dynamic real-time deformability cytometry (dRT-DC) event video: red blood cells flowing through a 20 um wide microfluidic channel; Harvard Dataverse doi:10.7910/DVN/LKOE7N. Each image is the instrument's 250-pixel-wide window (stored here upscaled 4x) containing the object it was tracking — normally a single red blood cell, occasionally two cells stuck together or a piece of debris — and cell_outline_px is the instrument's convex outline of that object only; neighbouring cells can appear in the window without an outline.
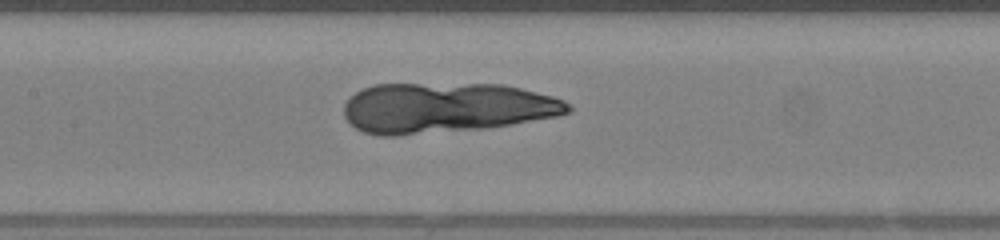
{"species": "human", "species_latin": "Homo sapiens", "temperature_condition": "warm", "stored_images_in_passage": 47, "camera_frame_rate_fps": 3000, "um_per_image_px": 0.085, "donor": {"sex": "female"}, "frame": {"image": 1, "passage_image": 21, "time_ms": 6.667, "image_size_px": [1000, 240], "cell_outline_px": [[572, 112], [560, 116], [484, 128], [396, 136], [380, 136], [364, 132], [356, 128], [344, 116], [344, 104], [356, 92], [372, 84], [500, 84], [520, 88], [552, 96], [564, 100], [572, 108]], "centroid_in_image_um": [37.92, 9.16], "position_along_channel_um": 169.5, "area_um2": 65.55}}